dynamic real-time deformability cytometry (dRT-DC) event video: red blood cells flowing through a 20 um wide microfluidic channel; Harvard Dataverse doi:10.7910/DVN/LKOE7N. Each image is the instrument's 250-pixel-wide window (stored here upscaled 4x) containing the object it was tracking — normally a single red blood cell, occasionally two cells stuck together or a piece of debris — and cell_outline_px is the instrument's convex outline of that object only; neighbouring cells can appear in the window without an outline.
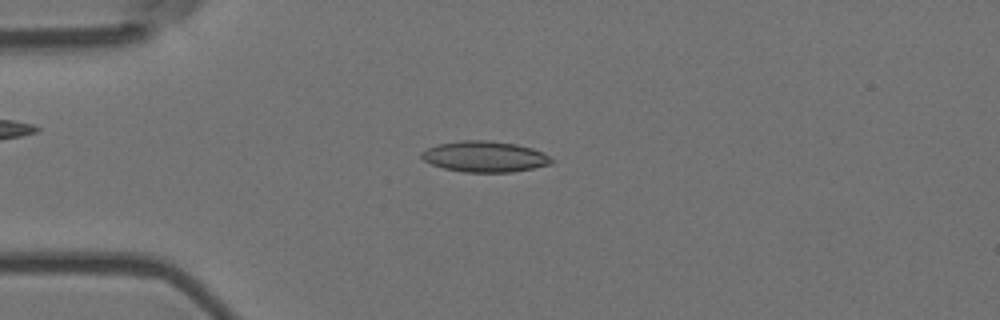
{"species": "Egyptian fruit bat (a non-hibernating species)", "species_latin": "Rousettus aegyptiacus", "temperature_condition": "room temperature", "stored_images_in_passage": 3, "camera_frame_rate_fps": 3000, "um_per_image_px": 0.085, "animal": {"sex": "female"}, "frame": {"image": 1, "passage_image": 3, "time_ms": 0.667, "image_size_px": [1000, 320], "cell_outline_px": [[556, 160], [552, 164], [512, 172], [464, 172], [444, 168], [432, 164], [424, 160], [420, 156], [420, 152], [436, 144], [460, 140], [488, 140], [516, 144], [532, 148], [544, 152]], "centroid_in_image_um": [41.23, 13.3], "position_along_channel_um": 43.8, "area_um2": 23.58}}